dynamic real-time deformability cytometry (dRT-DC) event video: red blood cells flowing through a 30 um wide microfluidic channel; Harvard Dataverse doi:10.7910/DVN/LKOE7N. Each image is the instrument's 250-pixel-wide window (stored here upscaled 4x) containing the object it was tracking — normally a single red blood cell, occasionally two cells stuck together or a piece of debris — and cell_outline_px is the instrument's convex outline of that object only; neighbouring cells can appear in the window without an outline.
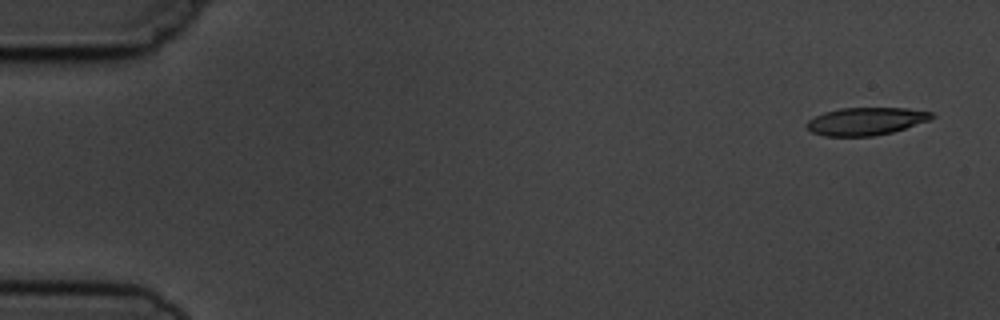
{"species": "common noctule bat (a hibernating species)", "species_latin": "Nyctalus noctula", "temperature_condition": "cold", "stored_images_in_passage": 5, "camera_frame_rate_fps": 3000, "um_per_image_px": 0.085, "animal": {"sex": "male", "body_mass_g": 19.5, "forearm_length_mm": 54.6}, "frame": {"image": 1, "passage_image": 1, "time_ms": 0.0, "image_size_px": [1000, 320], "cell_outline_px": [[936, 116], [928, 120], [892, 132], [872, 136], [824, 136], [812, 132], [804, 124], [808, 120], [824, 112], [840, 108], [908, 108], [932, 112]], "centroid_in_image_um": [73.58, 10.3], "position_along_channel_um": 11.4, "area_um2": 20.06}}
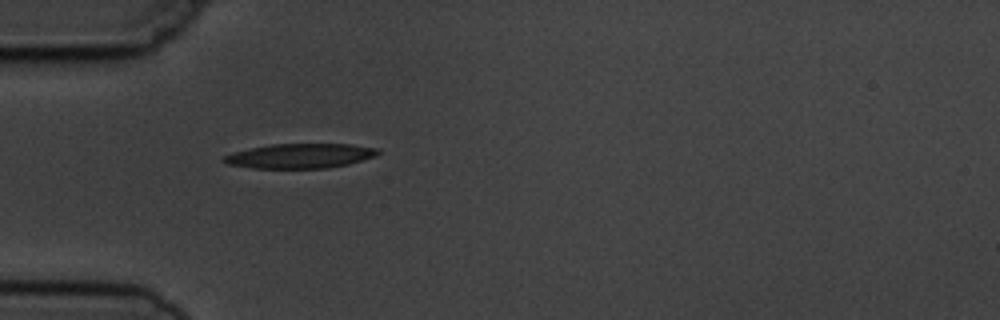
{"frame": {"image": 2, "passage_image": 5, "time_ms": 4.667, "image_size_px": [1000, 320], "cell_outline_px": [[380, 152], [376, 156], [348, 164], [328, 168], [252, 168], [228, 164], [220, 160], [224, 156], [232, 152], [272, 144], [352, 144], [376, 148]], "centroid_in_image_um": [25.5, 13.25], "position_along_channel_um": 59.5, "area_um2": 22.08}}